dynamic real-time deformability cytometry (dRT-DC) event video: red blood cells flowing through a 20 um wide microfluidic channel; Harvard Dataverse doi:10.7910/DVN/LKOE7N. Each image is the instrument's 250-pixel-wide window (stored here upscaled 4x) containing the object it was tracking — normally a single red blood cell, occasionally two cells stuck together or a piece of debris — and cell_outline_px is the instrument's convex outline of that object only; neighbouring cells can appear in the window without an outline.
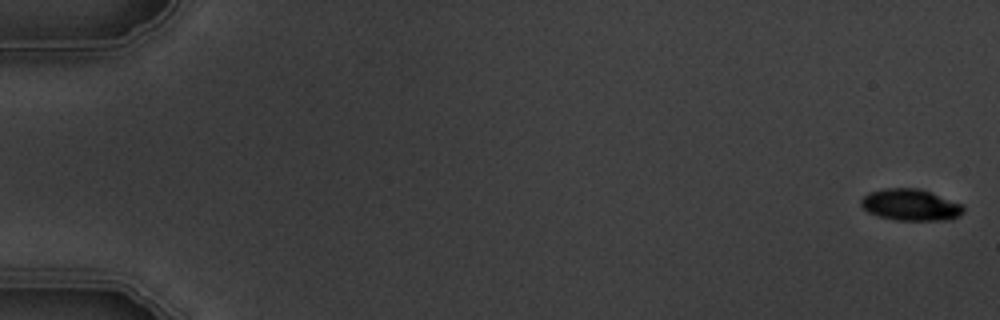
{"species": "common noctule bat (a hibernating species)", "species_latin": "Nyctalus noctula", "temperature_condition": "warm", "stored_images_in_passage": 10, "camera_frame_rate_fps": 3000, "um_per_image_px": 0.085, "animal": {"sex": "male", "body_mass_g": 19.5, "forearm_length_mm": 54.6}, "frame": {"image": 1, "passage_image": 1, "time_ms": 0.0, "image_size_px": [1000, 320], "cell_outline_px": [[964, 212], [960, 216], [952, 220], [896, 220], [876, 216], [868, 212], [860, 204], [860, 200], [868, 192], [884, 188], [920, 188], [964, 204]], "centroid_in_image_um": [77.43, 17.41], "position_along_channel_um": 7.6, "area_um2": 19.19}}
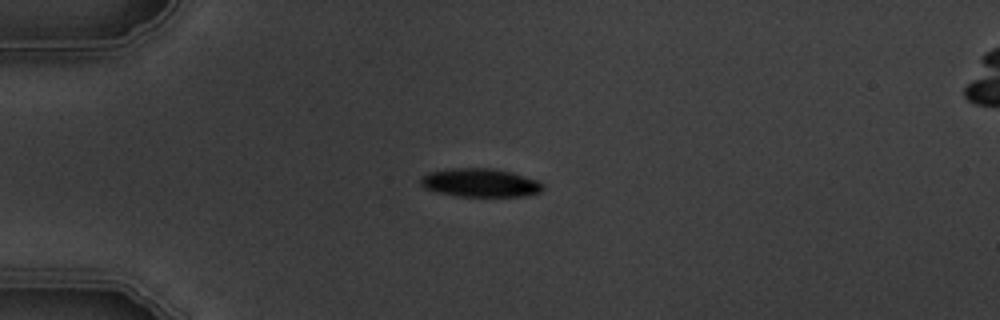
{"frame": {"image": 2, "passage_image": 4, "time_ms": 4.667, "image_size_px": [1000, 320], "cell_outline_px": [[544, 188], [540, 192], [528, 196], [456, 196], [436, 192], [424, 188], [420, 184], [420, 176], [428, 172], [452, 168], [492, 168], [540, 180], [544, 184]], "centroid_in_image_um": [40.81, 15.54], "position_along_channel_um": 44.2, "area_um2": 20.46}}